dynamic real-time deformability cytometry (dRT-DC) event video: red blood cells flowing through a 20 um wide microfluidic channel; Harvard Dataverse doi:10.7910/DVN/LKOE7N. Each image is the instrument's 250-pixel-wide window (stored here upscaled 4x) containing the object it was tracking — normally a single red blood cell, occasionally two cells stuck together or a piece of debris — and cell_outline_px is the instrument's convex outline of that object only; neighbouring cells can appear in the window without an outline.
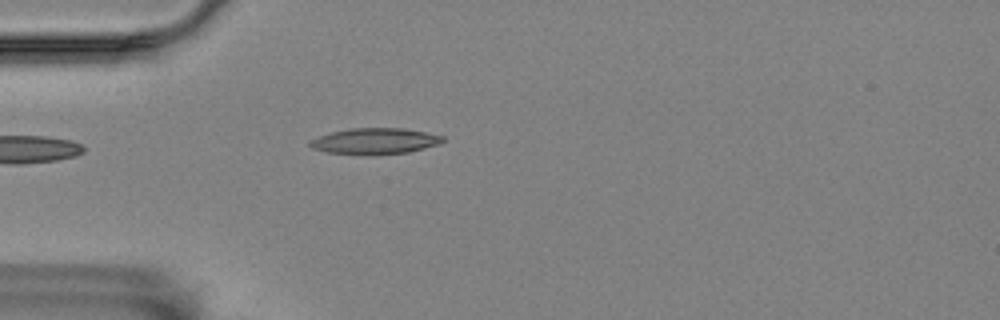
{"species": "Egyptian fruit bat (a non-hibernating species)", "species_latin": "Rousettus aegyptiacus", "temperature_condition": "room temperature", "stored_images_in_passage": 2, "camera_frame_rate_fps": 3000, "um_per_image_px": 0.085, "animal": {"sex": "female"}, "frame": {"image": 1, "passage_image": 2, "time_ms": 0.333, "image_size_px": [1000, 320], "cell_outline_px": [[444, 140], [440, 144], [408, 152], [328, 152], [312, 148], [308, 144], [308, 140], [332, 132], [348, 128], [404, 128], [444, 136]], "centroid_in_image_um": [31.88, 11.94], "position_along_channel_um": 53.1, "area_um2": 19.19}}